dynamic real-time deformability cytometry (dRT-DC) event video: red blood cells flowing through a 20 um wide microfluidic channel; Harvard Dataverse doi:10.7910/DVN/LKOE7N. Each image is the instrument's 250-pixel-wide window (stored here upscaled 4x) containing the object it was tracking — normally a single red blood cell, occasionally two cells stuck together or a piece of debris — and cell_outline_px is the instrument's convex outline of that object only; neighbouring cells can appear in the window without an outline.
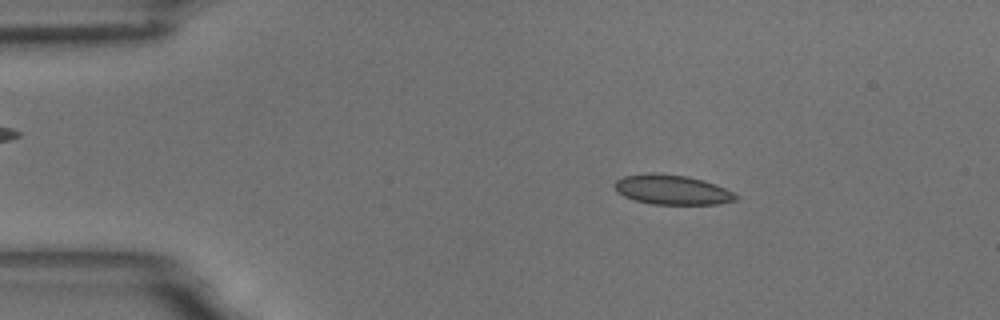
{"species": "common noctule bat (a hibernating species)", "species_latin": "Nyctalus noctula", "temperature_condition": "room temperature", "stored_images_in_passage": 54, "camera_frame_rate_fps": 3000, "um_per_image_px": 0.085, "animal": {"sex": "male", "body_mass_g": 18.8}, "frame": {"image": 1, "passage_image": 8, "time_ms": 2.333, "image_size_px": [1000, 320], "cell_outline_px": [[740, 196], [736, 200], [716, 204], [652, 204], [636, 200], [624, 196], [616, 192], [612, 184], [616, 180], [624, 176], [648, 172], [652, 172], [688, 176], [704, 180], [724, 188]], "centroid_in_image_um": [57.09, 16.11], "position_along_channel_um": 27.9, "area_um2": 21.1}}
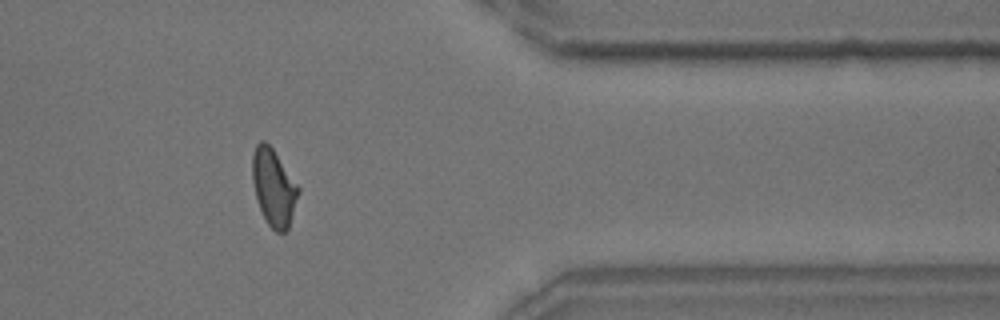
{"frame": {"image": 2, "passage_image": 44, "time_ms": 14.333, "image_size_px": [1000, 320], "cell_outline_px": [[300, 192], [288, 228], [284, 232], [276, 232], [268, 224], [256, 200], [252, 180], [252, 156], [256, 144], [260, 140], [264, 140], [272, 148], [300, 188]], "centroid_in_image_um": [23.25, 15.92], "position_along_channel_um": 388.1, "area_um2": 20.52}}
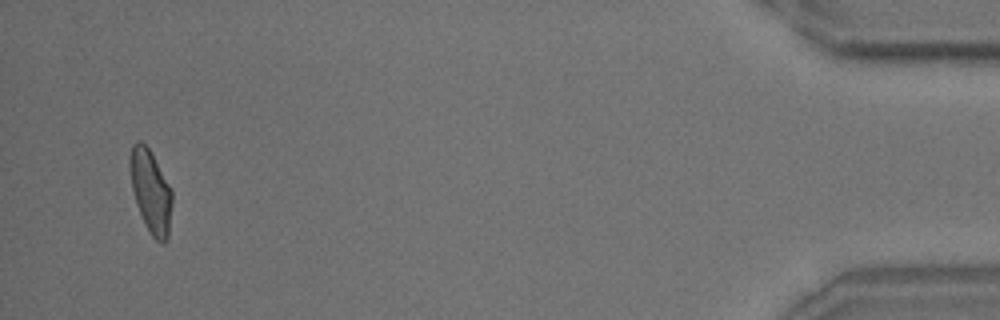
{"frame": {"image": 3, "passage_image": 52, "time_ms": 17.0, "image_size_px": [1000, 320], "cell_outline_px": [[172, 204], [168, 236], [164, 244], [156, 240], [152, 236], [144, 224], [136, 204], [132, 188], [128, 164], [128, 156], [132, 144], [136, 140], [140, 140], [148, 148], [172, 188]], "centroid_in_image_um": [12.79, 16.24], "position_along_channel_um": 422.4, "area_um2": 20.63}, "authors_computed_cell_mechanics": {"area_um2": 20.4901, "velocity_mm_per_s": 3.6331, "shape_relaxation_time_tau1_ms": 5.3427, "shape_relaxation_time_tau2_ms": 0.935, "deformation_change_tau1": 0.1428, "deformation_change_tau2": 0.0653}}